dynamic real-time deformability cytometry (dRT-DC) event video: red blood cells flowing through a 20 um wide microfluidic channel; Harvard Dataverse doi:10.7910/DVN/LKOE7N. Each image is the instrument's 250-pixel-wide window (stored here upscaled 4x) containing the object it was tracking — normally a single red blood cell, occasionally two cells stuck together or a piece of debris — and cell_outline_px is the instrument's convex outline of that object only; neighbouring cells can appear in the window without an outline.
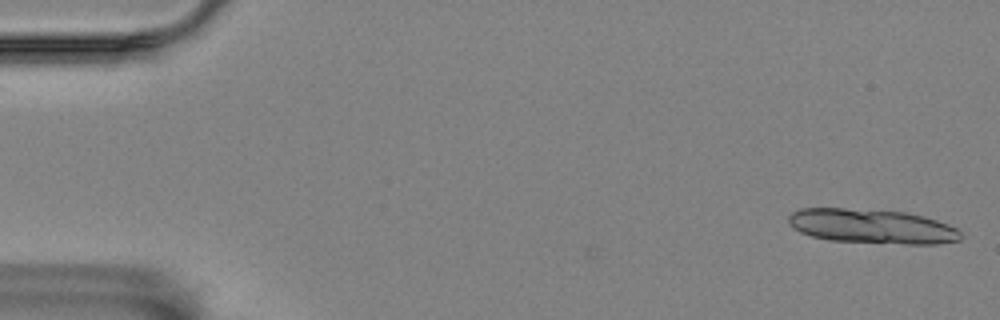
{"species": "Egyptian fruit bat (a non-hibernating species)", "species_latin": "Rousettus aegyptiacus", "temperature_condition": "room temperature", "stored_images_in_passage": 2, "camera_frame_rate_fps": 3000, "um_per_image_px": 0.085, "animal": {"sex": "female"}, "frame": {"image": 1, "passage_image": 2, "time_ms": 0.333, "image_size_px": [1000, 320], "cell_outline_px": [[960, 240], [936, 244], [908, 244], [828, 240], [812, 236], [800, 232], [788, 224], [788, 216], [792, 212], [800, 208], [844, 208], [904, 212], [924, 216], [948, 224], [956, 228], [960, 232]], "centroid_in_image_um": [74.09, 19.23], "position_along_channel_um": 10.9, "area_um2": 34.51}}